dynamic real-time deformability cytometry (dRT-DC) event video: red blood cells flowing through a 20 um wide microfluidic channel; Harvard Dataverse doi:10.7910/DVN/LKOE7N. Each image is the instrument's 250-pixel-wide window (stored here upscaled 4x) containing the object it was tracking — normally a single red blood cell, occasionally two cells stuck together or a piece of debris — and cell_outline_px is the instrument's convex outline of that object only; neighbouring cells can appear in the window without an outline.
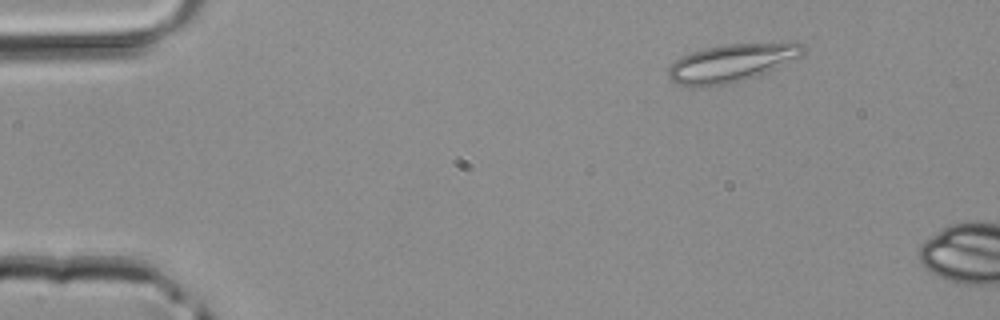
{"species": "common noctule bat (a hibernating species)", "species_latin": "Nyctalus noctula", "temperature_condition": "room temperature", "stored_images_in_passage": 3, "camera_frame_rate_fps": 3000, "um_per_image_px": 0.085, "animal": {"sex": "male", "body_mass_g": 20.4}, "frame": {"image": 1, "passage_image": 1, "time_ms": 0.0, "image_size_px": [1000, 320], "cell_outline_px": [[808, 48], [800, 56], [768, 72], [744, 80], [728, 84], [704, 88], [688, 88], [672, 80], [668, 76], [668, 68], [680, 56], [704, 48], [724, 44], [788, 40], [796, 40], [804, 44]], "centroid_in_image_um": [62.26, 5.32], "position_along_channel_um": 22.7, "area_um2": 30.98}}